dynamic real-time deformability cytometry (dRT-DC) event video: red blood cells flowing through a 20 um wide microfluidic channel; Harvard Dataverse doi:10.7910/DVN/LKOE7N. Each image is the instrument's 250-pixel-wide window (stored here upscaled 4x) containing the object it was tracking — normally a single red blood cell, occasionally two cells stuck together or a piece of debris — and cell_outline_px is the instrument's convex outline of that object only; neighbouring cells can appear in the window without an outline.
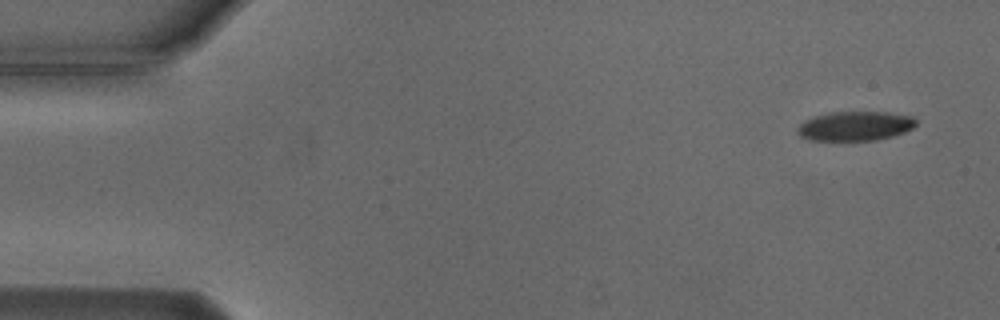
{"species": "Egyptian fruit bat (a non-hibernating species)", "species_latin": "Rousettus aegyptiacus", "temperature_condition": "cold", "stored_images_in_passage": 14, "camera_frame_rate_fps": 3000, "um_per_image_px": 0.085, "animal": {"sex": "male"}, "frame": {"image": 1, "passage_image": 1, "time_ms": 0.0, "image_size_px": [1000, 320], "cell_outline_px": [[916, 124], [912, 128], [904, 132], [892, 136], [876, 140], [808, 140], [800, 136], [796, 132], [796, 128], [804, 120], [812, 116], [832, 112], [888, 112], [912, 116], [916, 120]], "centroid_in_image_um": [72.65, 10.71], "position_along_channel_um": 12.4, "area_um2": 20.4}}
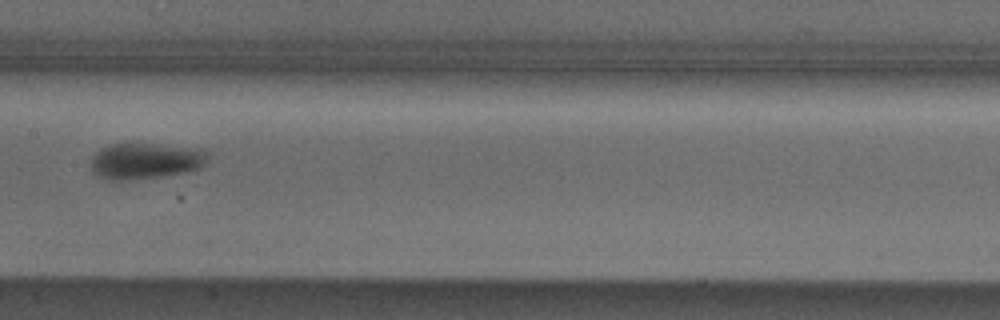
{"frame": {"image": 2, "passage_image": 7, "time_ms": 8.0, "image_size_px": [1000, 320], "cell_outline_px": [[208, 156], [204, 164], [200, 168], [184, 172], [160, 176], [128, 180], [108, 180], [96, 176], [92, 172], [92, 156], [100, 148], [108, 144], [152, 144], [200, 148]], "centroid_in_image_um": [12.31, 13.68], "position_along_channel_um": 195.1, "area_um2": 24.45}}
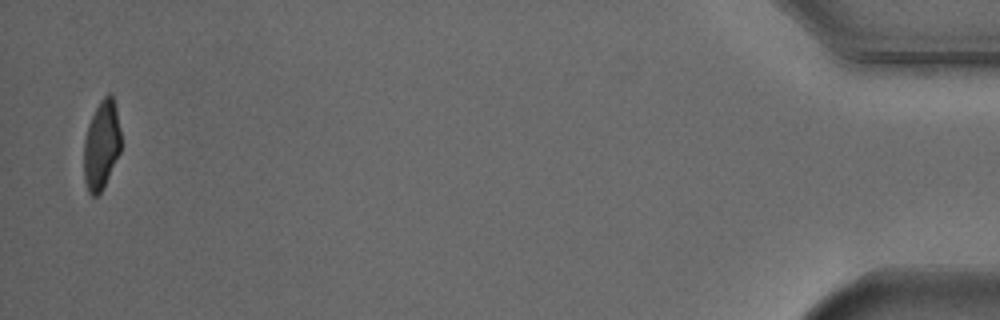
{"frame": {"image": 3, "passage_image": 14, "time_ms": 16.667, "image_size_px": [1000, 320], "cell_outline_px": [[120, 152], [104, 188], [96, 196], [92, 196], [88, 192], [84, 180], [84, 140], [88, 124], [100, 100], [108, 92], [112, 96], [116, 104], [120, 128]], "centroid_in_image_um": [8.63, 12.33], "position_along_channel_um": 426.6, "area_um2": 19.36}, "authors_computed_cell_mechanics": {"area_um2": 22.4842, "velocity_mm_per_s": 3.7678, "shape_relaxation_time_tau1_ms": 2.3324, "shape_relaxation_time_tau2_ms": 3.7054, "deformation_change_tau1": 0.1034, "deformation_change_tau2": 0.0801}}